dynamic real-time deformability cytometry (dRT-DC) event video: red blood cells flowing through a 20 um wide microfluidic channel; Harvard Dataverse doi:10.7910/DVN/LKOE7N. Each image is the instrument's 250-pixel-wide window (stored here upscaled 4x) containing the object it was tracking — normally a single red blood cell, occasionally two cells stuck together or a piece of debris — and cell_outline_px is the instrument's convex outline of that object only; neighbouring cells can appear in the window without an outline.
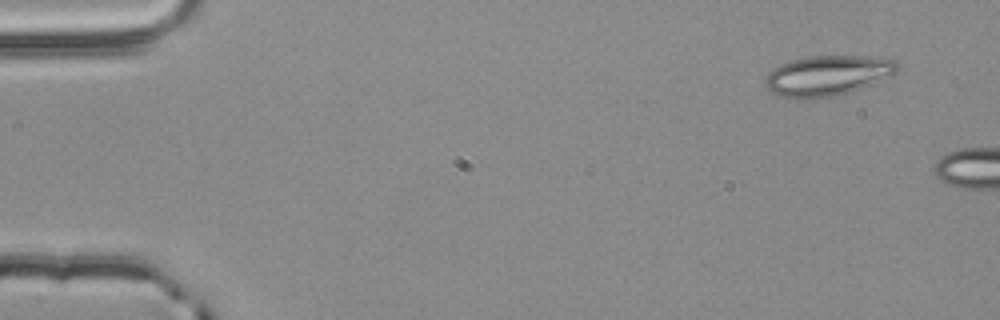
{"species": "common noctule bat (a hibernating species)", "species_latin": "Nyctalus noctula", "temperature_condition": "room temperature", "stored_images_in_passage": 4, "camera_frame_rate_fps": 3000, "um_per_image_px": 0.085, "animal": {"sex": "male", "body_mass_g": 20.4}, "frame": {"image": 1, "passage_image": 1, "time_ms": 0.0, "image_size_px": [1000, 320], "cell_outline_px": [[900, 68], [896, 72], [872, 84], [848, 92], [832, 96], [812, 100], [796, 100], [780, 96], [772, 92], [764, 84], [764, 80], [768, 72], [772, 68], [780, 64], [792, 60], [808, 56], [880, 56], [896, 60], [900, 64]], "centroid_in_image_um": [70.32, 6.43], "position_along_channel_um": 14.7, "area_um2": 31.5}}